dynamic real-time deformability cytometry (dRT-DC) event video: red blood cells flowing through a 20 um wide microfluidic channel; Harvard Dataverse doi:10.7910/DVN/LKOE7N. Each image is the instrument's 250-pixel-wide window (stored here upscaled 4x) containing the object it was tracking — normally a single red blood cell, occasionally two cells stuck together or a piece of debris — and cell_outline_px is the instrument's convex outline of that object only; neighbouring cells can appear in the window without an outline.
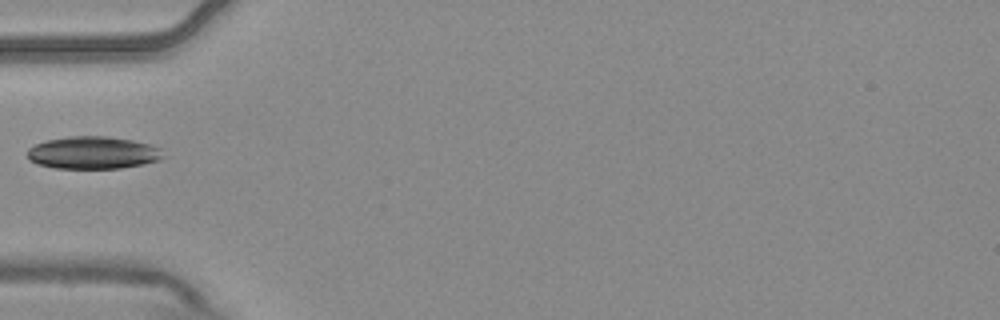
{"species": "common noctule bat (a hibernating species)", "species_latin": "Nyctalus noctula", "temperature_condition": "warm", "stored_images_in_passage": 5, "camera_frame_rate_fps": 3000, "um_per_image_px": 0.085, "animal": {"sex": "male", "body_mass_g": 20.4}, "frame": {"image": 1, "passage_image": 5, "time_ms": 1.333, "image_size_px": [1000, 320], "cell_outline_px": [[164, 156], [160, 160], [144, 164], [120, 168], [56, 168], [36, 164], [28, 160], [28, 148], [36, 144], [48, 140], [72, 136], [104, 136], [132, 140], [148, 144], [160, 148]], "centroid_in_image_um": [7.9, 12.99], "position_along_channel_um": 77.1, "area_um2": 25.61}}